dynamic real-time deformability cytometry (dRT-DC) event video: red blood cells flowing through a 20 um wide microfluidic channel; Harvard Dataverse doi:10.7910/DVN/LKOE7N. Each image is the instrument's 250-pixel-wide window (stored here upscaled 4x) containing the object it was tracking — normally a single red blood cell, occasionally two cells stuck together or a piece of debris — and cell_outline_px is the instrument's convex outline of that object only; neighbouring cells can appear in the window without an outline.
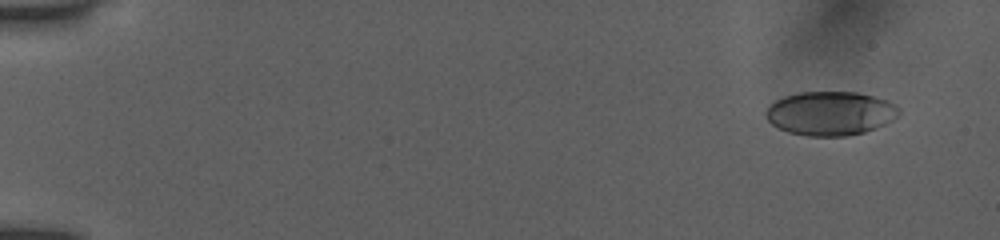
{"species": "human", "species_latin": "Homo sapiens", "temperature_condition": "room temperature", "stored_images_in_passage": 53, "camera_frame_rate_fps": 3000, "um_per_image_px": 0.085, "donor": {"sex": "female"}, "frame": {"image": 1, "passage_image": 4, "time_ms": 1.0, "image_size_px": [1000, 240], "cell_outline_px": [[900, 112], [892, 120], [876, 128], [864, 132], [844, 136], [808, 136], [788, 132], [772, 124], [764, 116], [764, 112], [768, 104], [784, 96], [800, 92], [856, 92], [888, 100], [896, 104], [900, 108]], "centroid_in_image_um": [70.56, 9.63], "position_along_channel_um": 14.4, "area_um2": 34.22}}
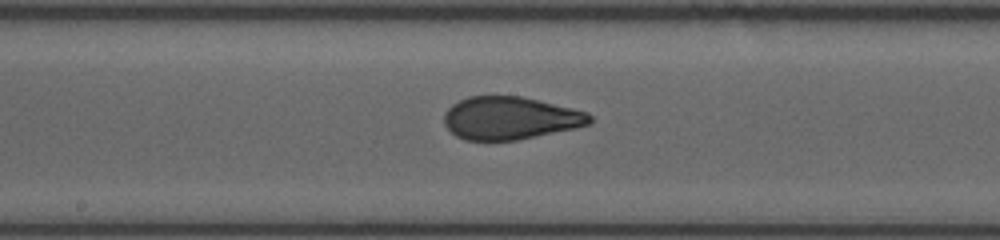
{"frame": {"image": 2, "passage_image": 30, "time_ms": 9.667, "image_size_px": [1000, 240], "cell_outline_px": [[592, 124], [576, 128], [516, 140], [464, 140], [456, 136], [444, 124], [444, 112], [452, 104], [468, 96], [520, 96], [572, 108], [588, 112], [592, 116]], "centroid_in_image_um": [43.37, 10.04], "position_along_channel_um": 204.8, "area_um2": 36.3}}
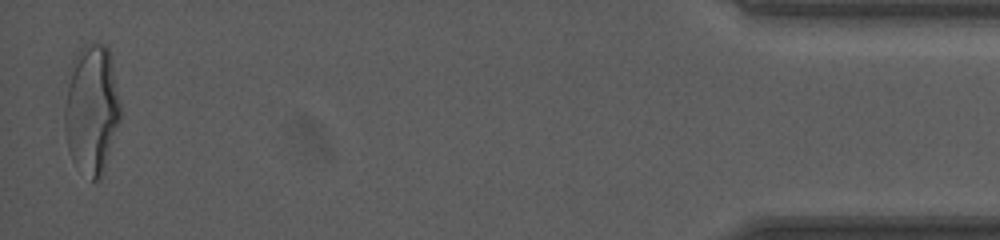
{"frame": {"image": 3, "passage_image": 53, "time_ms": 17.333, "image_size_px": [1000, 240], "cell_outline_px": [[120, 120], [104, 172], [100, 180], [92, 180], [72, 160], [68, 148], [64, 128], [64, 108], [68, 68], [76, 52], [80, 48], [92, 40], [104, 44], [108, 48], [112, 56], [120, 100]], "centroid_in_image_um": [7.79, 9.21], "position_along_channel_um": 427.4, "area_um2": 43.12}, "authors_computed_cell_mechanics": {"area_um2": 36.5296, "velocity_mm_per_s": 3.9277, "shape_relaxation_time_tau1_ms": 4.6191, "shape_relaxation_time_tau2_ms": 0.7739, "deformation_change_tau1": 0.1939, "deformation_change_tau2": 0.0766}}